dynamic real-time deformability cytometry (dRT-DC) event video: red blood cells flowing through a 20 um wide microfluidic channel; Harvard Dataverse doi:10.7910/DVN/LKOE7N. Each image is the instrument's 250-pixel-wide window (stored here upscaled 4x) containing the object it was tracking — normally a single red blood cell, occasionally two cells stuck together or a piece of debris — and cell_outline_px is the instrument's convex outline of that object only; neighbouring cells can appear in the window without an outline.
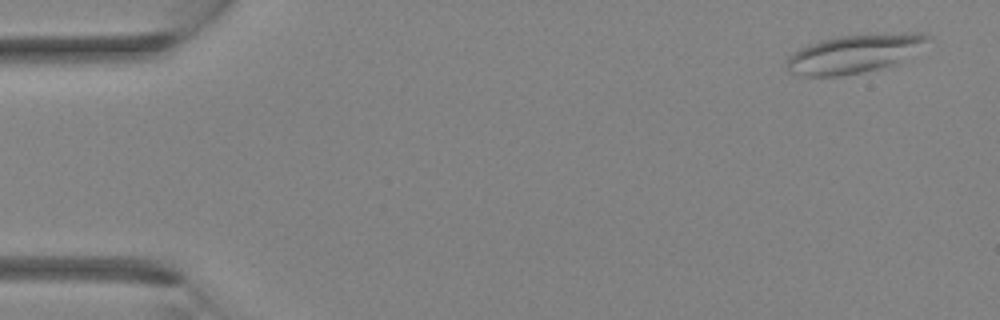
{"species": "Egyptian fruit bat (a non-hibernating species)", "species_latin": "Rousettus aegyptiacus", "temperature_condition": "room temperature", "stored_images_in_passage": 35, "camera_frame_rate_fps": 3000, "um_per_image_px": 0.085, "animal": {"sex": "female"}, "frame": {"image": 1, "passage_image": 2, "time_ms": 0.333, "image_size_px": [1000, 320], "cell_outline_px": [[928, 36], [900, 64], [840, 76], [800, 76], [788, 72], [788, 56], [800, 48], [824, 40], [840, 36], [904, 32], [924, 32]], "centroid_in_image_um": [72.57, 4.58], "position_along_channel_um": 12.4, "area_um2": 30.98}}
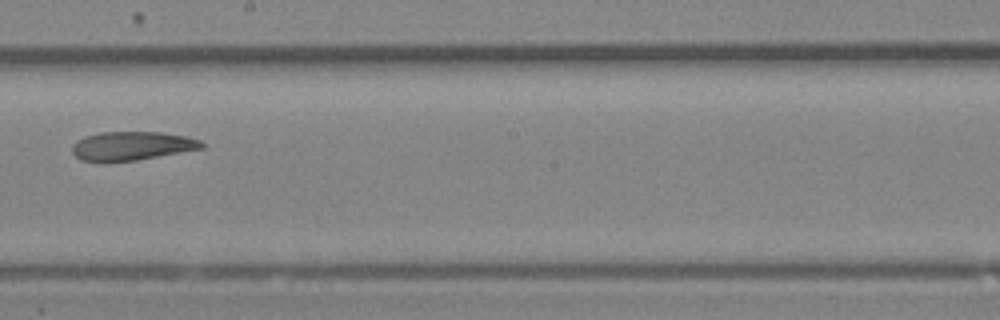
{"frame": {"image": 2, "passage_image": 20, "time_ms": 6.333, "image_size_px": [1000, 320], "cell_outline_px": [[204, 148], [136, 160], [80, 160], [72, 152], [72, 144], [76, 140], [84, 136], [100, 132], [160, 132], [184, 136], [200, 140], [204, 144]], "centroid_in_image_um": [11.2, 12.38], "position_along_channel_um": 237.0, "area_um2": 21.33}}
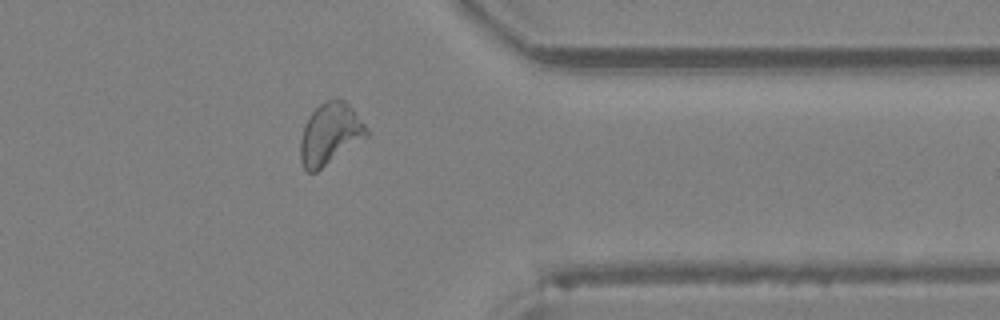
{"frame": {"image": 3, "passage_image": 28, "time_ms": 9.0, "image_size_px": [1000, 320], "cell_outline_px": [[368, 136], [316, 172], [308, 172], [304, 168], [300, 160], [300, 140], [304, 124], [308, 116], [320, 104], [336, 96], [344, 100], [352, 108], [368, 128]], "centroid_in_image_um": [28.04, 11.36], "position_along_channel_um": 383.4, "area_um2": 23.76}}